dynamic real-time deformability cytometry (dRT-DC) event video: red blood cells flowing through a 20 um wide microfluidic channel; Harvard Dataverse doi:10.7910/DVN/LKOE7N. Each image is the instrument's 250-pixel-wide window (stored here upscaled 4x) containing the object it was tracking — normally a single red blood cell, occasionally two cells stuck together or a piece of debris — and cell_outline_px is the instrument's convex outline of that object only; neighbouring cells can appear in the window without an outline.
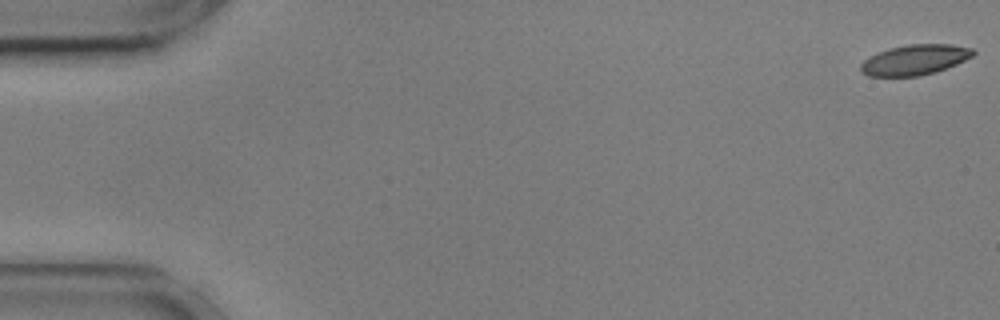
{"species": "common noctule bat (a hibernating species)", "species_latin": "Nyctalus noctula", "temperature_condition": "cold", "stored_images_in_passage": 53, "camera_frame_rate_fps": 3000, "um_per_image_px": 0.085, "animal": {"sex": "male", "body_mass_g": 17.9, "forearm_length_mm": 54.2}, "frame": {"image": 1, "passage_image": 1, "time_ms": 0.0, "image_size_px": [1000, 320], "cell_outline_px": [[976, 52], [972, 56], [956, 64], [936, 72], [920, 76], [868, 76], [860, 72], [860, 64], [868, 56], [888, 48], [908, 44], [952, 44], [972, 48]], "centroid_in_image_um": [77.73, 5.08], "position_along_channel_um": 7.3, "area_um2": 20.0}}
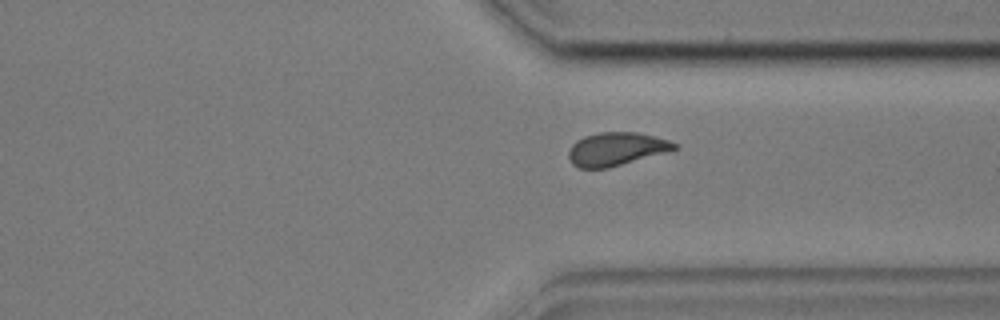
{"frame": {"image": 2, "passage_image": 42, "time_ms": 13.667, "image_size_px": [1000, 320], "cell_outline_px": [[680, 148], [668, 152], [608, 168], [580, 168], [572, 164], [568, 160], [568, 152], [572, 144], [576, 140], [584, 136], [600, 132], [636, 132], [668, 140], [680, 144]], "centroid_in_image_um": [52.39, 12.67], "position_along_channel_um": 359.0, "area_um2": 20.69}}
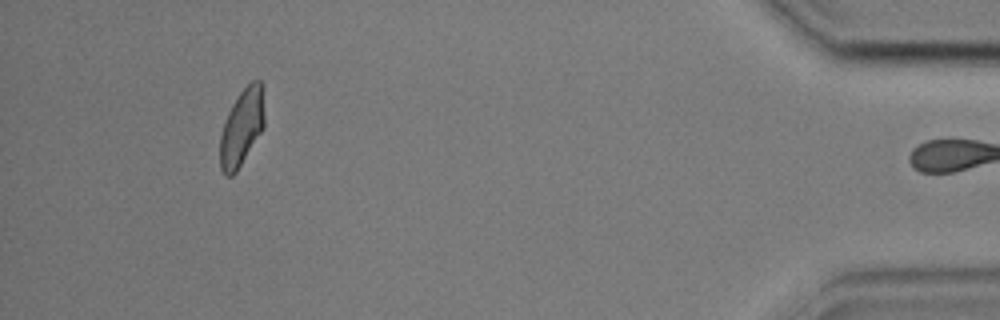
{"frame": {"image": 3, "passage_image": 52, "time_ms": 17.0, "image_size_px": [1000, 320], "cell_outline_px": [[264, 128], [236, 172], [232, 176], [224, 176], [220, 168], [220, 136], [228, 112], [232, 104], [240, 92], [252, 80], [260, 80], [264, 84]], "centroid_in_image_um": [20.57, 10.81], "position_along_channel_um": 414.6, "area_um2": 20.11}, "authors_computed_cell_mechanics": {"area_um2": 20.7502, "velocity_mm_per_s": 3.5988, "shape_relaxation_time_tau1_ms": 3.4625, "shape_relaxation_time_tau2_ms": 2.5241, "deformation_change_tau1": 0.0958, "deformation_change_tau2": 0.0683}}